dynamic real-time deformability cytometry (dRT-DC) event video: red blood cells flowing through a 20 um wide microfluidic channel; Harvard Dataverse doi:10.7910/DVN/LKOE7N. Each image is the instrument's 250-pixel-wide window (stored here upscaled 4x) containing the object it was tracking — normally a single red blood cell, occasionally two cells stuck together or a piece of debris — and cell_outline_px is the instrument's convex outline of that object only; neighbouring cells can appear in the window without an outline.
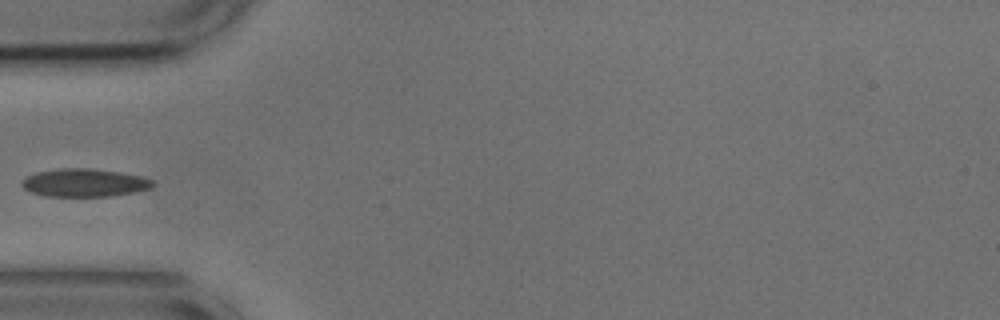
{"species": "common noctule bat (a hibernating species)", "species_latin": "Nyctalus noctula", "temperature_condition": "cold", "stored_images_in_passage": 38, "camera_frame_rate_fps": 3000, "um_per_image_px": 0.085, "animal": {"sex": "male", "body_mass_g": 17.9, "forearm_length_mm": 54.2}, "frame": {"image": 1, "passage_image": 1, "time_ms": 0.0, "image_size_px": [1000, 320], "cell_outline_px": [[156, 184], [152, 188], [112, 196], [48, 196], [32, 192], [24, 188], [20, 184], [28, 176], [36, 172], [60, 168], [88, 168], [120, 172], [140, 176], [152, 180]], "centroid_in_image_um": [7.2, 15.53], "position_along_channel_um": 77.8, "area_um2": 21.21}}
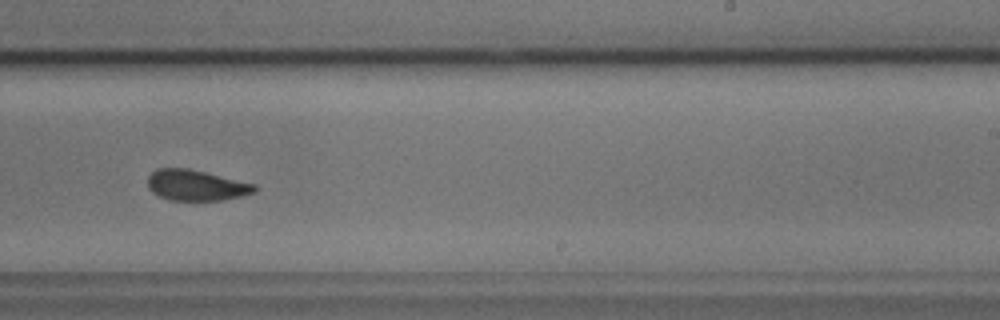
{"frame": {"image": 2, "passage_image": 17, "time_ms": 5.333, "image_size_px": [1000, 320], "cell_outline_px": [[256, 192], [244, 196], [224, 200], [172, 200], [160, 196], [152, 192], [148, 188], [148, 176], [156, 168], [188, 168], [256, 184]], "centroid_in_image_um": [16.69, 15.75], "position_along_channel_um": 272.3, "area_um2": 19.19}}
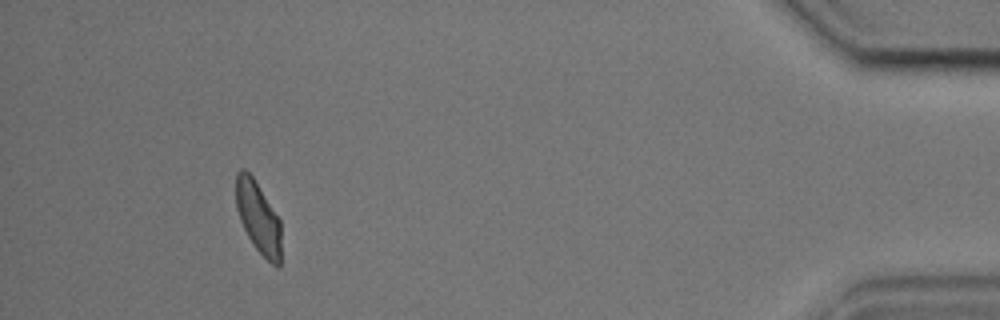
{"frame": {"image": 3, "passage_image": 34, "time_ms": 11.0, "image_size_px": [1000, 320], "cell_outline_px": [[280, 268], [276, 268], [256, 248], [248, 236], [240, 220], [236, 208], [236, 172], [240, 168], [244, 168], [252, 176], [280, 220]], "centroid_in_image_um": [21.93, 18.47], "position_along_channel_um": 413.3, "area_um2": 18.61}}